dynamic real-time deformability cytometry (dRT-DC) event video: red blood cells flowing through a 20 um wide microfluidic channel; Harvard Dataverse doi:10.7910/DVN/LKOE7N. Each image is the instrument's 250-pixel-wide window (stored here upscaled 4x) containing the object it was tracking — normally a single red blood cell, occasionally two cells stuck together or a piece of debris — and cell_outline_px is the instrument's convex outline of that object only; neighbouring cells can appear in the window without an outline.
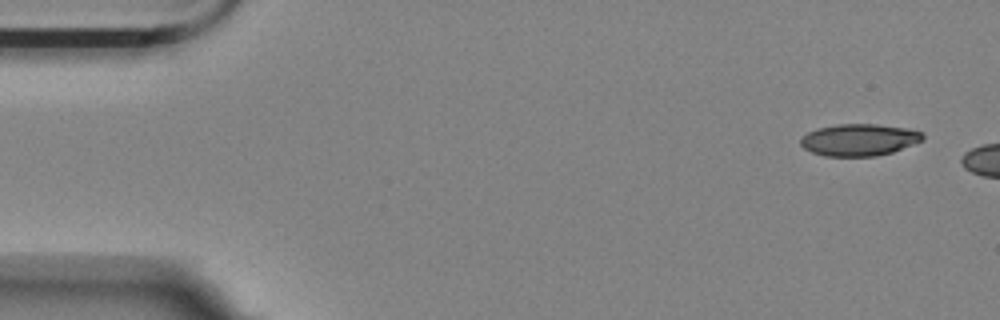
{"species": "Egyptian fruit bat (a non-hibernating species)", "species_latin": "Rousettus aegyptiacus", "temperature_condition": "room temperature", "stored_images_in_passage": 3, "camera_frame_rate_fps": 3000, "um_per_image_px": 0.085, "animal": {"sex": "female"}, "frame": {"image": 1, "passage_image": 1, "time_ms": 0.0, "image_size_px": [1000, 320], "cell_outline_px": [[924, 140], [892, 152], [876, 156], [824, 156], [812, 152], [804, 148], [800, 144], [800, 140], [808, 132], [816, 128], [836, 124], [876, 124], [908, 128], [924, 132]], "centroid_in_image_um": [73.05, 11.88], "position_along_channel_um": 12.0, "area_um2": 22.83}}